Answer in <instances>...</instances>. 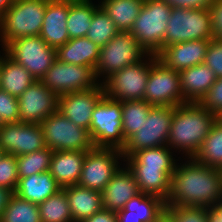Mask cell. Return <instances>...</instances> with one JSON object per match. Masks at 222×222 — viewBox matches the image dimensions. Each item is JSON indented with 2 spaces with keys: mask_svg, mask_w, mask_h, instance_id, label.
Listing matches in <instances>:
<instances>
[{
  "mask_svg": "<svg viewBox=\"0 0 222 222\" xmlns=\"http://www.w3.org/2000/svg\"><path fill=\"white\" fill-rule=\"evenodd\" d=\"M210 40H191L166 46L157 58L167 67L181 71L203 64Z\"/></svg>",
  "mask_w": 222,
  "mask_h": 222,
  "instance_id": "cell-19",
  "label": "cell"
},
{
  "mask_svg": "<svg viewBox=\"0 0 222 222\" xmlns=\"http://www.w3.org/2000/svg\"><path fill=\"white\" fill-rule=\"evenodd\" d=\"M217 120V116L208 111L199 102H187L174 107L167 146L185 157L193 158L210 129ZM173 148V149H172Z\"/></svg>",
  "mask_w": 222,
  "mask_h": 222,
  "instance_id": "cell-3",
  "label": "cell"
},
{
  "mask_svg": "<svg viewBox=\"0 0 222 222\" xmlns=\"http://www.w3.org/2000/svg\"><path fill=\"white\" fill-rule=\"evenodd\" d=\"M5 152L0 148V159Z\"/></svg>",
  "mask_w": 222,
  "mask_h": 222,
  "instance_id": "cell-52",
  "label": "cell"
},
{
  "mask_svg": "<svg viewBox=\"0 0 222 222\" xmlns=\"http://www.w3.org/2000/svg\"><path fill=\"white\" fill-rule=\"evenodd\" d=\"M100 3L91 0H70L67 17V32L70 39L86 37L95 11Z\"/></svg>",
  "mask_w": 222,
  "mask_h": 222,
  "instance_id": "cell-29",
  "label": "cell"
},
{
  "mask_svg": "<svg viewBox=\"0 0 222 222\" xmlns=\"http://www.w3.org/2000/svg\"><path fill=\"white\" fill-rule=\"evenodd\" d=\"M122 124L121 102L104 95L91 116L90 137L94 147L122 150L126 143Z\"/></svg>",
  "mask_w": 222,
  "mask_h": 222,
  "instance_id": "cell-6",
  "label": "cell"
},
{
  "mask_svg": "<svg viewBox=\"0 0 222 222\" xmlns=\"http://www.w3.org/2000/svg\"><path fill=\"white\" fill-rule=\"evenodd\" d=\"M175 222H210L211 209L194 206H165Z\"/></svg>",
  "mask_w": 222,
  "mask_h": 222,
  "instance_id": "cell-37",
  "label": "cell"
},
{
  "mask_svg": "<svg viewBox=\"0 0 222 222\" xmlns=\"http://www.w3.org/2000/svg\"><path fill=\"white\" fill-rule=\"evenodd\" d=\"M208 9L211 15L213 39L222 41V0H214Z\"/></svg>",
  "mask_w": 222,
  "mask_h": 222,
  "instance_id": "cell-42",
  "label": "cell"
},
{
  "mask_svg": "<svg viewBox=\"0 0 222 222\" xmlns=\"http://www.w3.org/2000/svg\"><path fill=\"white\" fill-rule=\"evenodd\" d=\"M210 222H222V208L211 209Z\"/></svg>",
  "mask_w": 222,
  "mask_h": 222,
  "instance_id": "cell-47",
  "label": "cell"
},
{
  "mask_svg": "<svg viewBox=\"0 0 222 222\" xmlns=\"http://www.w3.org/2000/svg\"><path fill=\"white\" fill-rule=\"evenodd\" d=\"M139 193L141 192L132 172L127 166H121L101 192L102 206L104 209L118 212Z\"/></svg>",
  "mask_w": 222,
  "mask_h": 222,
  "instance_id": "cell-21",
  "label": "cell"
},
{
  "mask_svg": "<svg viewBox=\"0 0 222 222\" xmlns=\"http://www.w3.org/2000/svg\"><path fill=\"white\" fill-rule=\"evenodd\" d=\"M60 189H62L61 186L47 171L19 178L14 194L23 200L39 205Z\"/></svg>",
  "mask_w": 222,
  "mask_h": 222,
  "instance_id": "cell-25",
  "label": "cell"
},
{
  "mask_svg": "<svg viewBox=\"0 0 222 222\" xmlns=\"http://www.w3.org/2000/svg\"><path fill=\"white\" fill-rule=\"evenodd\" d=\"M217 119H218L220 122H222V113L217 116Z\"/></svg>",
  "mask_w": 222,
  "mask_h": 222,
  "instance_id": "cell-51",
  "label": "cell"
},
{
  "mask_svg": "<svg viewBox=\"0 0 222 222\" xmlns=\"http://www.w3.org/2000/svg\"><path fill=\"white\" fill-rule=\"evenodd\" d=\"M147 54L130 32H118L100 48L99 62L95 68L97 81L104 82L115 72L138 63ZM101 76L102 81L99 79Z\"/></svg>",
  "mask_w": 222,
  "mask_h": 222,
  "instance_id": "cell-7",
  "label": "cell"
},
{
  "mask_svg": "<svg viewBox=\"0 0 222 222\" xmlns=\"http://www.w3.org/2000/svg\"><path fill=\"white\" fill-rule=\"evenodd\" d=\"M54 151L47 146L41 150L16 156L19 178L49 171Z\"/></svg>",
  "mask_w": 222,
  "mask_h": 222,
  "instance_id": "cell-34",
  "label": "cell"
},
{
  "mask_svg": "<svg viewBox=\"0 0 222 222\" xmlns=\"http://www.w3.org/2000/svg\"><path fill=\"white\" fill-rule=\"evenodd\" d=\"M13 195L14 192L12 190L0 186V218Z\"/></svg>",
  "mask_w": 222,
  "mask_h": 222,
  "instance_id": "cell-45",
  "label": "cell"
},
{
  "mask_svg": "<svg viewBox=\"0 0 222 222\" xmlns=\"http://www.w3.org/2000/svg\"><path fill=\"white\" fill-rule=\"evenodd\" d=\"M174 107L153 106L138 132L130 136L121 150L123 157L134 152L167 145Z\"/></svg>",
  "mask_w": 222,
  "mask_h": 222,
  "instance_id": "cell-12",
  "label": "cell"
},
{
  "mask_svg": "<svg viewBox=\"0 0 222 222\" xmlns=\"http://www.w3.org/2000/svg\"><path fill=\"white\" fill-rule=\"evenodd\" d=\"M154 54H147L141 61L115 72L102 85L104 94L115 101L144 100Z\"/></svg>",
  "mask_w": 222,
  "mask_h": 222,
  "instance_id": "cell-9",
  "label": "cell"
},
{
  "mask_svg": "<svg viewBox=\"0 0 222 222\" xmlns=\"http://www.w3.org/2000/svg\"><path fill=\"white\" fill-rule=\"evenodd\" d=\"M179 76L184 103L200 102L217 79L204 63L179 71Z\"/></svg>",
  "mask_w": 222,
  "mask_h": 222,
  "instance_id": "cell-22",
  "label": "cell"
},
{
  "mask_svg": "<svg viewBox=\"0 0 222 222\" xmlns=\"http://www.w3.org/2000/svg\"><path fill=\"white\" fill-rule=\"evenodd\" d=\"M171 10L162 0H144L130 33L148 54L157 56L163 50Z\"/></svg>",
  "mask_w": 222,
  "mask_h": 222,
  "instance_id": "cell-5",
  "label": "cell"
},
{
  "mask_svg": "<svg viewBox=\"0 0 222 222\" xmlns=\"http://www.w3.org/2000/svg\"><path fill=\"white\" fill-rule=\"evenodd\" d=\"M120 211H136L142 222H155L165 211V201L155 195L141 192L131 198Z\"/></svg>",
  "mask_w": 222,
  "mask_h": 222,
  "instance_id": "cell-33",
  "label": "cell"
},
{
  "mask_svg": "<svg viewBox=\"0 0 222 222\" xmlns=\"http://www.w3.org/2000/svg\"><path fill=\"white\" fill-rule=\"evenodd\" d=\"M3 54L0 73V89L18 98L29 86L37 81L22 65Z\"/></svg>",
  "mask_w": 222,
  "mask_h": 222,
  "instance_id": "cell-27",
  "label": "cell"
},
{
  "mask_svg": "<svg viewBox=\"0 0 222 222\" xmlns=\"http://www.w3.org/2000/svg\"><path fill=\"white\" fill-rule=\"evenodd\" d=\"M155 222H175L173 217L165 210Z\"/></svg>",
  "mask_w": 222,
  "mask_h": 222,
  "instance_id": "cell-49",
  "label": "cell"
},
{
  "mask_svg": "<svg viewBox=\"0 0 222 222\" xmlns=\"http://www.w3.org/2000/svg\"><path fill=\"white\" fill-rule=\"evenodd\" d=\"M204 64L214 72L216 78H222V41H209Z\"/></svg>",
  "mask_w": 222,
  "mask_h": 222,
  "instance_id": "cell-41",
  "label": "cell"
},
{
  "mask_svg": "<svg viewBox=\"0 0 222 222\" xmlns=\"http://www.w3.org/2000/svg\"><path fill=\"white\" fill-rule=\"evenodd\" d=\"M85 156V151H54L49 172L61 188L78 183Z\"/></svg>",
  "mask_w": 222,
  "mask_h": 222,
  "instance_id": "cell-23",
  "label": "cell"
},
{
  "mask_svg": "<svg viewBox=\"0 0 222 222\" xmlns=\"http://www.w3.org/2000/svg\"><path fill=\"white\" fill-rule=\"evenodd\" d=\"M65 193L73 222H81L103 208L102 194L99 191L75 184L65 187Z\"/></svg>",
  "mask_w": 222,
  "mask_h": 222,
  "instance_id": "cell-26",
  "label": "cell"
},
{
  "mask_svg": "<svg viewBox=\"0 0 222 222\" xmlns=\"http://www.w3.org/2000/svg\"><path fill=\"white\" fill-rule=\"evenodd\" d=\"M12 2L13 0H0V17L8 10Z\"/></svg>",
  "mask_w": 222,
  "mask_h": 222,
  "instance_id": "cell-48",
  "label": "cell"
},
{
  "mask_svg": "<svg viewBox=\"0 0 222 222\" xmlns=\"http://www.w3.org/2000/svg\"><path fill=\"white\" fill-rule=\"evenodd\" d=\"M41 222H73L65 187L38 205Z\"/></svg>",
  "mask_w": 222,
  "mask_h": 222,
  "instance_id": "cell-32",
  "label": "cell"
},
{
  "mask_svg": "<svg viewBox=\"0 0 222 222\" xmlns=\"http://www.w3.org/2000/svg\"><path fill=\"white\" fill-rule=\"evenodd\" d=\"M193 158L204 165L222 168V122L218 119Z\"/></svg>",
  "mask_w": 222,
  "mask_h": 222,
  "instance_id": "cell-30",
  "label": "cell"
},
{
  "mask_svg": "<svg viewBox=\"0 0 222 222\" xmlns=\"http://www.w3.org/2000/svg\"><path fill=\"white\" fill-rule=\"evenodd\" d=\"M164 46L191 40L213 39V29L209 9L172 8L167 21Z\"/></svg>",
  "mask_w": 222,
  "mask_h": 222,
  "instance_id": "cell-8",
  "label": "cell"
},
{
  "mask_svg": "<svg viewBox=\"0 0 222 222\" xmlns=\"http://www.w3.org/2000/svg\"><path fill=\"white\" fill-rule=\"evenodd\" d=\"M124 140L139 131L153 107L145 100L121 101Z\"/></svg>",
  "mask_w": 222,
  "mask_h": 222,
  "instance_id": "cell-31",
  "label": "cell"
},
{
  "mask_svg": "<svg viewBox=\"0 0 222 222\" xmlns=\"http://www.w3.org/2000/svg\"><path fill=\"white\" fill-rule=\"evenodd\" d=\"M0 73H1V68H2V63H3V55H0Z\"/></svg>",
  "mask_w": 222,
  "mask_h": 222,
  "instance_id": "cell-50",
  "label": "cell"
},
{
  "mask_svg": "<svg viewBox=\"0 0 222 222\" xmlns=\"http://www.w3.org/2000/svg\"><path fill=\"white\" fill-rule=\"evenodd\" d=\"M48 0H13L0 17L2 49L20 37L39 36Z\"/></svg>",
  "mask_w": 222,
  "mask_h": 222,
  "instance_id": "cell-4",
  "label": "cell"
},
{
  "mask_svg": "<svg viewBox=\"0 0 222 222\" xmlns=\"http://www.w3.org/2000/svg\"><path fill=\"white\" fill-rule=\"evenodd\" d=\"M0 222H41L39 207L14 194L3 211Z\"/></svg>",
  "mask_w": 222,
  "mask_h": 222,
  "instance_id": "cell-35",
  "label": "cell"
},
{
  "mask_svg": "<svg viewBox=\"0 0 222 222\" xmlns=\"http://www.w3.org/2000/svg\"><path fill=\"white\" fill-rule=\"evenodd\" d=\"M172 8L208 9L214 0H162Z\"/></svg>",
  "mask_w": 222,
  "mask_h": 222,
  "instance_id": "cell-43",
  "label": "cell"
},
{
  "mask_svg": "<svg viewBox=\"0 0 222 222\" xmlns=\"http://www.w3.org/2000/svg\"><path fill=\"white\" fill-rule=\"evenodd\" d=\"M0 121L2 122V124L19 122V108L17 98L1 89Z\"/></svg>",
  "mask_w": 222,
  "mask_h": 222,
  "instance_id": "cell-39",
  "label": "cell"
},
{
  "mask_svg": "<svg viewBox=\"0 0 222 222\" xmlns=\"http://www.w3.org/2000/svg\"><path fill=\"white\" fill-rule=\"evenodd\" d=\"M167 145L143 149L124 157L127 168L132 172L139 190L155 195L164 201L169 195L170 176L175 169L177 159Z\"/></svg>",
  "mask_w": 222,
  "mask_h": 222,
  "instance_id": "cell-2",
  "label": "cell"
},
{
  "mask_svg": "<svg viewBox=\"0 0 222 222\" xmlns=\"http://www.w3.org/2000/svg\"><path fill=\"white\" fill-rule=\"evenodd\" d=\"M45 145L52 151H90L94 148L89 131L71 122L60 112L41 123Z\"/></svg>",
  "mask_w": 222,
  "mask_h": 222,
  "instance_id": "cell-10",
  "label": "cell"
},
{
  "mask_svg": "<svg viewBox=\"0 0 222 222\" xmlns=\"http://www.w3.org/2000/svg\"><path fill=\"white\" fill-rule=\"evenodd\" d=\"M40 124L17 122L4 123L0 127V148L15 156H21L45 148Z\"/></svg>",
  "mask_w": 222,
  "mask_h": 222,
  "instance_id": "cell-16",
  "label": "cell"
},
{
  "mask_svg": "<svg viewBox=\"0 0 222 222\" xmlns=\"http://www.w3.org/2000/svg\"><path fill=\"white\" fill-rule=\"evenodd\" d=\"M144 100L152 106L184 104L179 72L167 67L157 56L150 61Z\"/></svg>",
  "mask_w": 222,
  "mask_h": 222,
  "instance_id": "cell-13",
  "label": "cell"
},
{
  "mask_svg": "<svg viewBox=\"0 0 222 222\" xmlns=\"http://www.w3.org/2000/svg\"><path fill=\"white\" fill-rule=\"evenodd\" d=\"M3 50L12 60L22 65L36 80H41L57 60V51L40 36L20 37L10 41Z\"/></svg>",
  "mask_w": 222,
  "mask_h": 222,
  "instance_id": "cell-11",
  "label": "cell"
},
{
  "mask_svg": "<svg viewBox=\"0 0 222 222\" xmlns=\"http://www.w3.org/2000/svg\"><path fill=\"white\" fill-rule=\"evenodd\" d=\"M70 0H48L40 37L51 47L57 49L70 38L67 32V17Z\"/></svg>",
  "mask_w": 222,
  "mask_h": 222,
  "instance_id": "cell-20",
  "label": "cell"
},
{
  "mask_svg": "<svg viewBox=\"0 0 222 222\" xmlns=\"http://www.w3.org/2000/svg\"><path fill=\"white\" fill-rule=\"evenodd\" d=\"M81 222H118V216L115 211H110L102 208L100 211L94 213Z\"/></svg>",
  "mask_w": 222,
  "mask_h": 222,
  "instance_id": "cell-44",
  "label": "cell"
},
{
  "mask_svg": "<svg viewBox=\"0 0 222 222\" xmlns=\"http://www.w3.org/2000/svg\"><path fill=\"white\" fill-rule=\"evenodd\" d=\"M118 32L111 18L99 7L92 17L86 37L102 48Z\"/></svg>",
  "mask_w": 222,
  "mask_h": 222,
  "instance_id": "cell-36",
  "label": "cell"
},
{
  "mask_svg": "<svg viewBox=\"0 0 222 222\" xmlns=\"http://www.w3.org/2000/svg\"><path fill=\"white\" fill-rule=\"evenodd\" d=\"M199 103L216 116L222 113V78L216 79Z\"/></svg>",
  "mask_w": 222,
  "mask_h": 222,
  "instance_id": "cell-40",
  "label": "cell"
},
{
  "mask_svg": "<svg viewBox=\"0 0 222 222\" xmlns=\"http://www.w3.org/2000/svg\"><path fill=\"white\" fill-rule=\"evenodd\" d=\"M116 213L118 222H142L136 211H118Z\"/></svg>",
  "mask_w": 222,
  "mask_h": 222,
  "instance_id": "cell-46",
  "label": "cell"
},
{
  "mask_svg": "<svg viewBox=\"0 0 222 222\" xmlns=\"http://www.w3.org/2000/svg\"><path fill=\"white\" fill-rule=\"evenodd\" d=\"M100 7L111 18L119 32H130L144 0H101Z\"/></svg>",
  "mask_w": 222,
  "mask_h": 222,
  "instance_id": "cell-28",
  "label": "cell"
},
{
  "mask_svg": "<svg viewBox=\"0 0 222 222\" xmlns=\"http://www.w3.org/2000/svg\"><path fill=\"white\" fill-rule=\"evenodd\" d=\"M40 81L57 96L87 91L100 84L97 81L94 68L63 63L58 59Z\"/></svg>",
  "mask_w": 222,
  "mask_h": 222,
  "instance_id": "cell-14",
  "label": "cell"
},
{
  "mask_svg": "<svg viewBox=\"0 0 222 222\" xmlns=\"http://www.w3.org/2000/svg\"><path fill=\"white\" fill-rule=\"evenodd\" d=\"M19 122L40 124L58 107V96L40 80L35 81L18 98Z\"/></svg>",
  "mask_w": 222,
  "mask_h": 222,
  "instance_id": "cell-17",
  "label": "cell"
},
{
  "mask_svg": "<svg viewBox=\"0 0 222 222\" xmlns=\"http://www.w3.org/2000/svg\"><path fill=\"white\" fill-rule=\"evenodd\" d=\"M104 95L102 83L87 91L60 95L57 111L90 134L92 112Z\"/></svg>",
  "mask_w": 222,
  "mask_h": 222,
  "instance_id": "cell-18",
  "label": "cell"
},
{
  "mask_svg": "<svg viewBox=\"0 0 222 222\" xmlns=\"http://www.w3.org/2000/svg\"><path fill=\"white\" fill-rule=\"evenodd\" d=\"M57 59L63 63L96 68L100 47L87 37L69 39L57 49Z\"/></svg>",
  "mask_w": 222,
  "mask_h": 222,
  "instance_id": "cell-24",
  "label": "cell"
},
{
  "mask_svg": "<svg viewBox=\"0 0 222 222\" xmlns=\"http://www.w3.org/2000/svg\"><path fill=\"white\" fill-rule=\"evenodd\" d=\"M121 150L116 148H93L86 151L78 185L102 192L113 175L120 169Z\"/></svg>",
  "mask_w": 222,
  "mask_h": 222,
  "instance_id": "cell-15",
  "label": "cell"
},
{
  "mask_svg": "<svg viewBox=\"0 0 222 222\" xmlns=\"http://www.w3.org/2000/svg\"><path fill=\"white\" fill-rule=\"evenodd\" d=\"M176 163L170 176L165 206L218 208L222 203V174L219 168L204 165L194 158Z\"/></svg>",
  "mask_w": 222,
  "mask_h": 222,
  "instance_id": "cell-1",
  "label": "cell"
},
{
  "mask_svg": "<svg viewBox=\"0 0 222 222\" xmlns=\"http://www.w3.org/2000/svg\"><path fill=\"white\" fill-rule=\"evenodd\" d=\"M16 156L4 153L0 159V186L15 192L18 184Z\"/></svg>",
  "mask_w": 222,
  "mask_h": 222,
  "instance_id": "cell-38",
  "label": "cell"
}]
</instances>
